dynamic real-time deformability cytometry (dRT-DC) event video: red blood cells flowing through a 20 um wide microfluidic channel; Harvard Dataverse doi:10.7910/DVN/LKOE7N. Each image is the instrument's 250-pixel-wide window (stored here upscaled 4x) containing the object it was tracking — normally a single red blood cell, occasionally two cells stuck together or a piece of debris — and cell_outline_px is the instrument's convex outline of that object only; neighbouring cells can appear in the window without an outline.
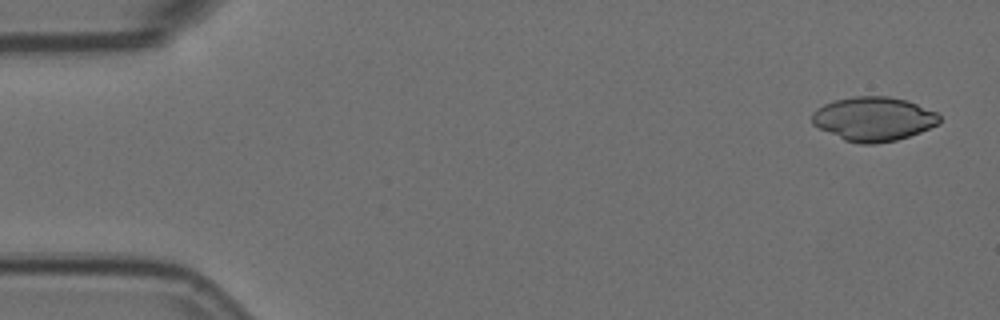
{"species": "Egyptian fruit bat (a non-hibernating species)", "species_latin": "Rousettus aegyptiacus", "temperature_condition": "room temperature", "stored_images_in_passage": 6, "camera_frame_rate_fps": 3000, "um_per_image_px": 0.085, "animal": {"sex": "female"}, "frame": {"image": 1, "passage_image": 1, "time_ms": 0.0, "image_size_px": [1000, 320], "cell_outline_px": [[940, 124], [920, 132], [896, 140], [876, 144], [860, 144], [844, 140], [812, 124], [812, 112], [816, 108], [824, 104], [836, 100], [852, 96], [888, 96], [908, 100], [936, 112], [940, 116]], "centroid_in_image_um": [74.26, 10.1], "position_along_channel_um": 10.7, "area_um2": 32.83}}